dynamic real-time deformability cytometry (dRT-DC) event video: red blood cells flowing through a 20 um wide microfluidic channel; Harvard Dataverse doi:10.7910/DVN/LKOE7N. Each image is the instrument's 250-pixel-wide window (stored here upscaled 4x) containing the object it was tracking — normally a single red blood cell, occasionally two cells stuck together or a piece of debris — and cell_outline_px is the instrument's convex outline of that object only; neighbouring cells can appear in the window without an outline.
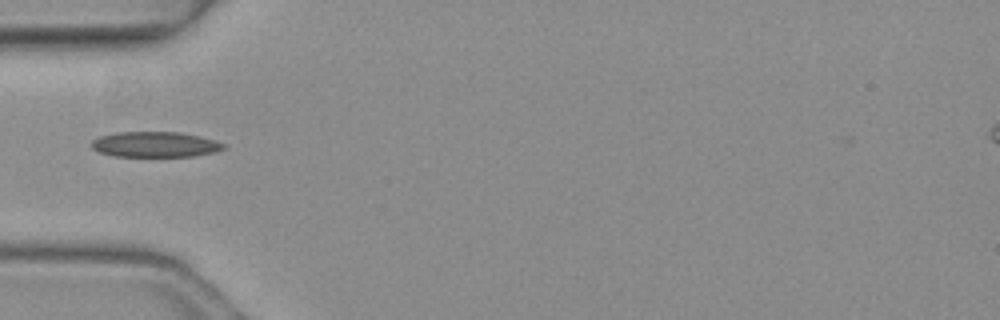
{"species": "common noctule bat (a hibernating species)", "species_latin": "Nyctalus noctula", "temperature_condition": "warm", "stored_images_in_passage": 2, "camera_frame_rate_fps": 3000, "um_per_image_px": 0.085, "animal": {"sex": "female", "body_mass_g": 19.3, "forearm_length_mm": 54.1}, "frame": {"image": 1, "passage_image": 2, "time_ms": 0.333, "image_size_px": [1000, 320], "cell_outline_px": [[228, 148], [212, 152], [192, 156], [112, 156], [100, 152], [92, 148], [92, 140], [100, 136], [116, 132], [180, 132], [200, 136], [224, 144]], "centroid_in_image_um": [13.16, 12.27], "position_along_channel_um": 71.8, "area_um2": 19.42}}